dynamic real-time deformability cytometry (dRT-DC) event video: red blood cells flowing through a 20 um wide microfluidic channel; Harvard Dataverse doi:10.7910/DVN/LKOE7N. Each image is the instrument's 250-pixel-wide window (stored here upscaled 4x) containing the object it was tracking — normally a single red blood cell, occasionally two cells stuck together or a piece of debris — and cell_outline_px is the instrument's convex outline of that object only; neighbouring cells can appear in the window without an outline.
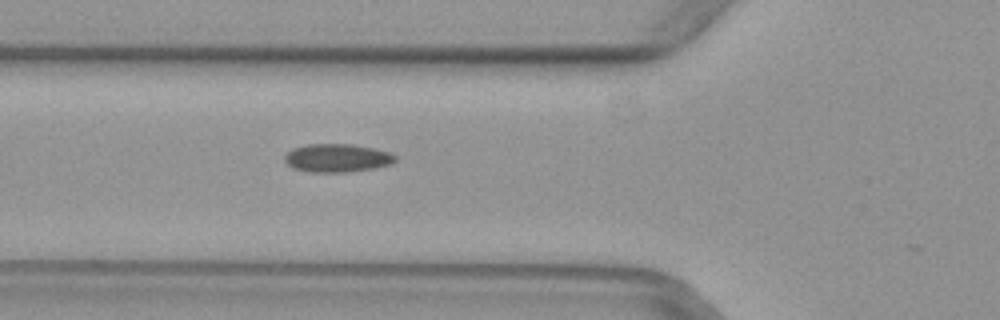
{"species": "common noctule bat (a hibernating species)", "species_latin": "Nyctalus noctula", "temperature_condition": "warm", "stored_images_in_passage": 22, "camera_frame_rate_fps": 3000, "um_per_image_px": 0.085, "animal": {"sex": "female", "body_mass_g": 29.2, "forearm_length_mm": 56.3}, "frame": {"image": 1, "passage_image": 4, "time_ms": 1.0, "image_size_px": [1000, 320], "cell_outline_px": [[396, 160], [392, 164], [372, 168], [348, 172], [312, 172], [292, 168], [284, 160], [284, 156], [292, 148], [308, 144], [352, 144], [372, 148], [388, 152], [396, 156]], "centroid_in_image_um": [28.63, 13.43], "position_along_channel_um": 97.2, "area_um2": 18.15}}